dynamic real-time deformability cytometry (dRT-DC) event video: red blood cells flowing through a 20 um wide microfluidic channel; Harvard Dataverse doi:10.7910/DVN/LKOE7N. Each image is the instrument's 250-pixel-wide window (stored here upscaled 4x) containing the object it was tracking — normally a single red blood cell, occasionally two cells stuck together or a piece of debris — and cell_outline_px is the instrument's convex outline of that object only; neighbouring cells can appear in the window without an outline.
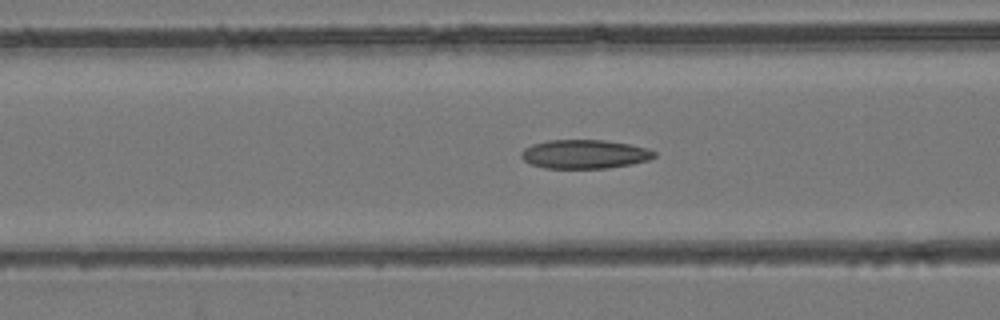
{"species": "common noctule bat (a hibernating species)", "species_latin": "Nyctalus noctula", "temperature_condition": "room temperature", "stored_images_in_passage": 48, "camera_frame_rate_fps": 3000, "um_per_image_px": 0.085, "animal": {"sex": "female", "body_mass_g": 24.6, "forearm_length_mm": 56.2}, "frame": {"image": 1, "passage_image": 16, "time_ms": 5.0, "image_size_px": [1000, 320], "cell_outline_px": [[656, 156], [648, 160], [632, 164], [608, 168], [544, 168], [532, 164], [524, 160], [520, 156], [520, 152], [524, 148], [532, 144], [548, 140], [604, 140], [628, 144], [648, 148], [656, 152]], "centroid_in_image_um": [49.68, 13.1], "position_along_channel_um": 116.9, "area_um2": 22.43}}
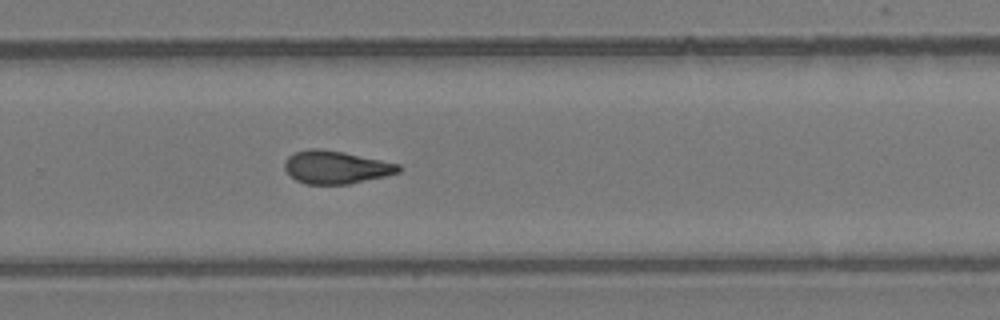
{"frame": {"image": 2, "passage_image": 30, "time_ms": 9.667, "image_size_px": [1000, 320], "cell_outline_px": [[404, 168], [400, 172], [384, 176], [348, 184], [304, 184], [296, 180], [284, 168], [284, 160], [292, 152], [312, 148], [320, 148], [344, 152], [400, 164]], "centroid_in_image_um": [28.54, 14.2], "position_along_channel_um": 301.3, "area_um2": 21.96}}
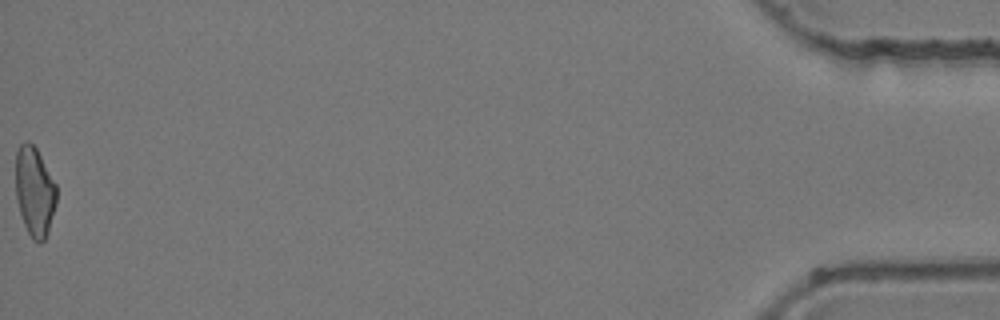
{"frame": {"image": 3, "passage_image": 48, "time_ms": 15.667, "image_size_px": [1000, 320], "cell_outline_px": [[56, 204], [48, 232], [44, 240], [40, 244], [32, 240], [24, 224], [20, 212], [16, 196], [16, 152], [20, 144], [24, 140], [28, 140], [36, 148], [56, 184]], "centroid_in_image_um": [2.94, 16.28], "position_along_channel_um": 432.3, "area_um2": 21.27}, "authors_computed_cell_mechanics": {"area_um2": 21.9929, "velocity_mm_per_s": 3.9448, "shape_relaxation_time_tau1_ms": 10.8507, "shape_relaxation_time_tau2_ms": 3.6128, "deformation_change_tau1": 0.2133, "deformation_change_tau2": 0.1158}}